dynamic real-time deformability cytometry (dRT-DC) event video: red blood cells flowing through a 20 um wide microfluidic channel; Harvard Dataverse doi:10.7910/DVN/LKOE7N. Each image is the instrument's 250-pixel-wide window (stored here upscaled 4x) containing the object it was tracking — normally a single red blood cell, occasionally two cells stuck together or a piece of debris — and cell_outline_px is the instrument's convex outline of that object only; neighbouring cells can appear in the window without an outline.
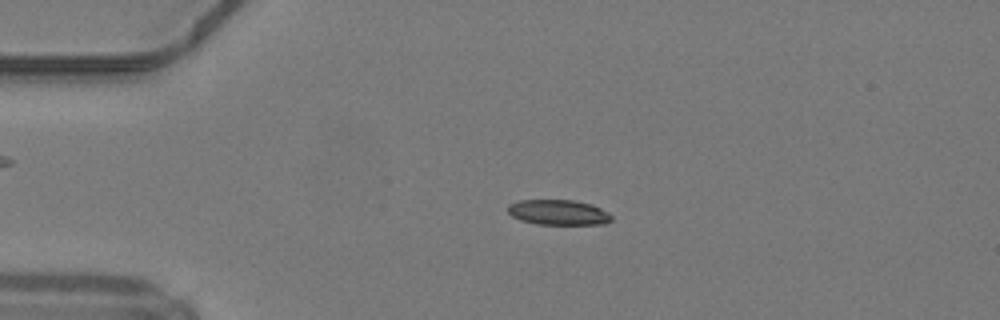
{"species": "common noctule bat (a hibernating species)", "species_latin": "Nyctalus noctula", "temperature_condition": "warm", "stored_images_in_passage": 47, "camera_frame_rate_fps": 3000, "um_per_image_px": 0.085, "animal": {"sex": "male", "body_mass_g": 19.2, "forearm_length_mm": 51.8}, "frame": {"image": 1, "passage_image": 10, "time_ms": 3.0, "image_size_px": [1000, 320], "cell_outline_px": [[612, 220], [604, 224], [536, 224], [520, 220], [512, 216], [508, 212], [508, 204], [520, 200], [572, 200], [592, 204], [608, 212], [612, 216]], "centroid_in_image_um": [47.46, 18.05], "position_along_channel_um": 37.5, "area_um2": 15.26}}
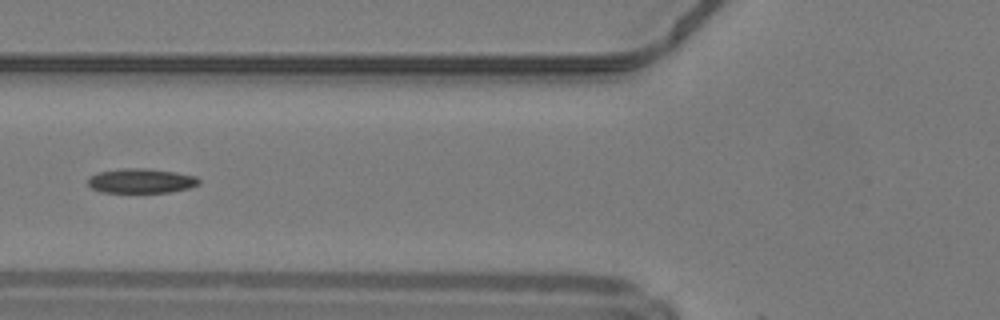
{"frame": {"image": 2, "passage_image": 18, "time_ms": 5.667, "image_size_px": [1000, 320], "cell_outline_px": [[200, 184], [188, 188], [168, 192], [100, 192], [92, 188], [88, 184], [88, 176], [96, 172], [124, 168], [144, 168], [176, 172], [196, 176], [200, 180]], "centroid_in_image_um": [11.97, 15.36], "position_along_channel_um": 113.8, "area_um2": 15.95}}
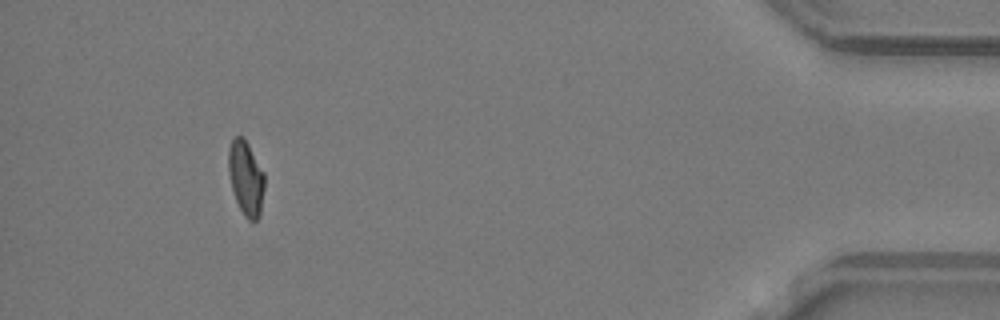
{"frame": {"image": 3, "passage_image": 44, "time_ms": 14.333, "image_size_px": [1000, 320], "cell_outline_px": [[264, 188], [260, 216], [256, 220], [248, 220], [244, 216], [236, 200], [232, 188], [228, 172], [228, 148], [232, 140], [236, 136], [244, 136], [264, 172]], "centroid_in_image_um": [20.9, 15.11], "position_along_channel_um": 414.3, "area_um2": 15.72}, "authors_computed_cell_mechanics": {"area_um2": 15.7794, "velocity_mm_per_s": 4.2287, "shape_relaxation_time_tau1_ms": 9.2756, "shape_relaxation_time_tau2_ms": 3.6094, "deformation_change_tau1": 0.2145, "deformation_change_tau2": 0.0834}}